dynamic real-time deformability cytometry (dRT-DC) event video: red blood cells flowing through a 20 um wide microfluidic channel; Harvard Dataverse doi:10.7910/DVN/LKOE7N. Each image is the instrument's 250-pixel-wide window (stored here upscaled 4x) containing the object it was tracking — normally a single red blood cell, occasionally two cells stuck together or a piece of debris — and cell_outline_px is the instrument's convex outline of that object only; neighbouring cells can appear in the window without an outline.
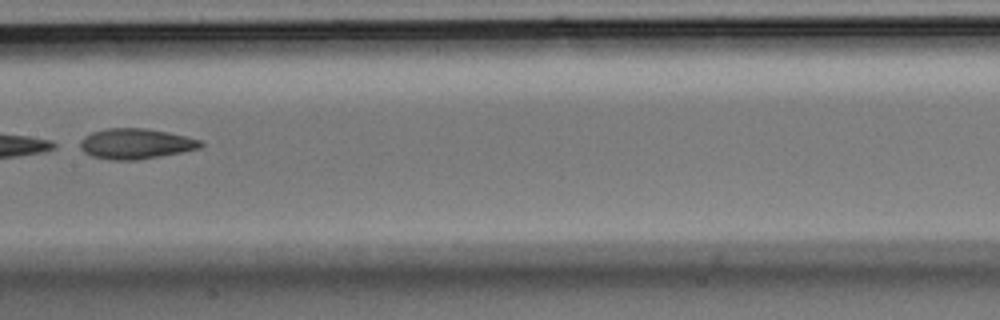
{"species": "Egyptian fruit bat (a non-hibernating species)", "species_latin": "Rousettus aegyptiacus", "temperature_condition": "room temperature", "stored_images_in_passage": 7, "camera_frame_rate_fps": 3000, "um_per_image_px": 0.085, "animal": {"sex": "male"}, "frame": {"image": 1, "passage_image": 7, "time_ms": 2.0, "image_size_px": [1000, 320], "cell_outline_px": [[204, 144], [200, 148], [160, 156], [136, 160], [112, 160], [92, 156], [84, 152], [80, 148], [80, 140], [84, 136], [92, 132], [108, 128], [144, 128], [168, 132], [204, 140]], "centroid_in_image_um": [11.55, 12.21], "position_along_channel_um": 195.9, "area_um2": 21.39}}